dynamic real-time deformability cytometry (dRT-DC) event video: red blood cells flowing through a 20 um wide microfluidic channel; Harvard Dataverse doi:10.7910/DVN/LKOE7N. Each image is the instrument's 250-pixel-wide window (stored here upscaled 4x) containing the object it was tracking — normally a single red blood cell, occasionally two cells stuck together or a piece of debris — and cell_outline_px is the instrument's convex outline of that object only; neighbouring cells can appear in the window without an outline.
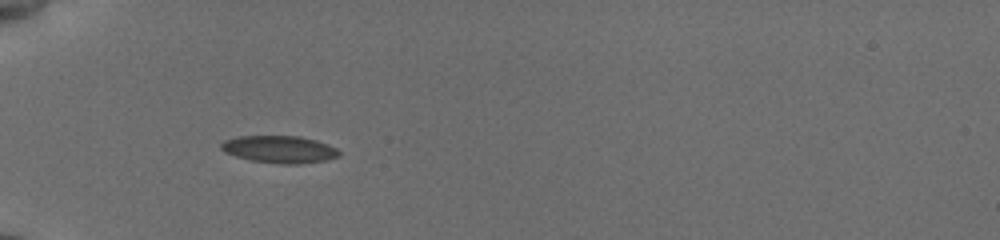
{"species": "common noctule bat (a hibernating species)", "species_latin": "Nyctalus noctula", "temperature_condition": "cold", "stored_images_in_passage": 33, "camera_frame_rate_fps": 3000, "um_per_image_px": 0.085, "animal": {"sex": "female", "body_mass_g": 19.5, "forearm_length_mm": 54.1}, "frame": {"image": 1, "passage_image": 1, "time_ms": 0.0, "image_size_px": [1000, 240], "cell_outline_px": [[340, 156], [324, 160], [300, 164], [280, 164], [252, 160], [236, 156], [224, 152], [220, 148], [220, 144], [224, 140], [236, 136], [300, 136], [316, 140], [328, 144], [336, 148], [340, 152]], "centroid_in_image_um": [23.74, 12.68], "position_along_channel_um": 61.3, "area_um2": 18.79}}
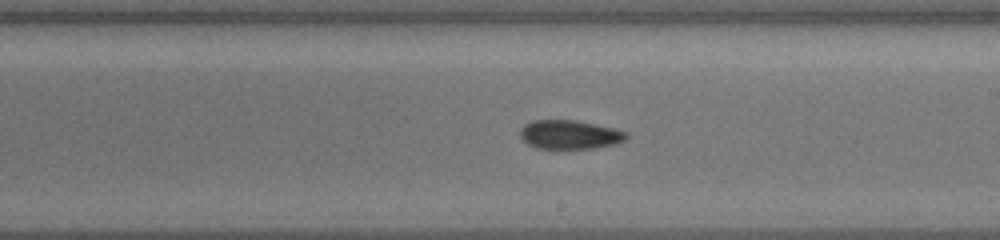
{"frame": {"image": 2, "passage_image": 16, "time_ms": 5.0, "image_size_px": [1000, 240], "cell_outline_px": [[628, 136], [624, 140], [616, 144], [592, 148], [556, 152], [536, 148], [528, 144], [520, 136], [520, 128], [524, 124], [532, 120], [572, 120], [612, 128], [624, 132]], "centroid_in_image_um": [48.34, 11.5], "position_along_channel_um": 240.7, "area_um2": 18.38}}
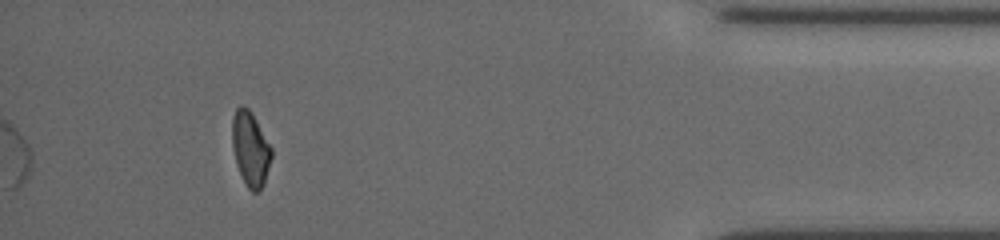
{"frame": {"image": 3, "passage_image": 33, "time_ms": 10.667, "image_size_px": [1000, 240], "cell_outline_px": [[272, 156], [264, 184], [256, 192], [252, 192], [248, 188], [236, 164], [232, 144], [232, 116], [236, 108], [240, 104], [244, 104], [252, 112], [272, 148]], "centroid_in_image_um": [21.28, 12.59], "position_along_channel_um": 413.9, "area_um2": 17.11}, "authors_computed_cell_mechanics": {"area_um2": 18.2648, "velocity_mm_per_s": 3.8334, "shape_relaxation_time_tau1_ms": 5.0805, "shape_relaxation_time_tau2_ms": 5.673, "deformation_change_tau1": 0.1362, "deformation_change_tau2": 0.0991}}